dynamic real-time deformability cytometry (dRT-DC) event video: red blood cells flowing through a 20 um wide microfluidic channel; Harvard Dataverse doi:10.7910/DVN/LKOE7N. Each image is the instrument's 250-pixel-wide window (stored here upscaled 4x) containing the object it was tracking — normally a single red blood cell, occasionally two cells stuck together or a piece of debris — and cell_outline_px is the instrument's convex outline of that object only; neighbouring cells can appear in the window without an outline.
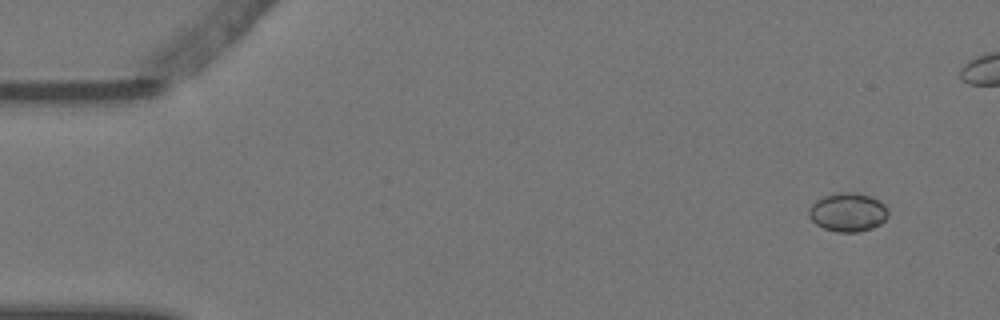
{"species": "Egyptian fruit bat (a non-hibernating species)", "species_latin": "Rousettus aegyptiacus", "temperature_condition": "warm", "stored_images_in_passage": 6, "segment_of_instrument_passage": [2, 2], "camera_frame_rate_fps": 3000, "um_per_image_px": 0.085, "animal": {"sex": "female"}, "frame": {"image": 1, "passage_image": 6, "time_ms": 1.667, "image_size_px": [1000, 320], "cell_outline_px": [[888, 216], [880, 224], [872, 228], [860, 232], [836, 232], [824, 228], [816, 224], [808, 216], [808, 208], [816, 200], [824, 196], [840, 192], [856, 192], [872, 196], [880, 200], [888, 208]], "centroid_in_image_um": [72.08, 18.03], "position_along_channel_um": 12.9, "area_um2": 18.15}}